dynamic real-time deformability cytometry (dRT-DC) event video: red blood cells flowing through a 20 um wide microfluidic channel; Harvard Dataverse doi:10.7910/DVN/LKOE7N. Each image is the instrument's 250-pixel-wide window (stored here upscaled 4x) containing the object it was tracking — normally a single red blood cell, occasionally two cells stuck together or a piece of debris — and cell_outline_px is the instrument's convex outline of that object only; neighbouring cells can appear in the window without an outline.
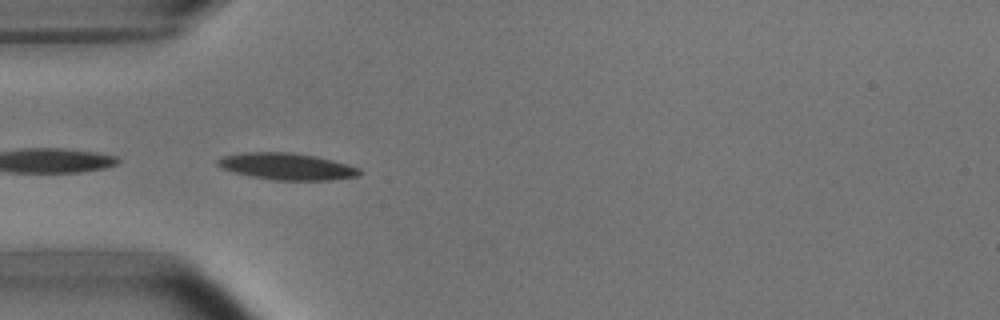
{"species": "common noctule bat (a hibernating species)", "species_latin": "Nyctalus noctula", "temperature_condition": "room temperature", "stored_images_in_passage": 4, "camera_frame_rate_fps": 3000, "um_per_image_px": 0.085, "animal": {"sex": "male", "body_mass_g": 15.6}, "frame": {"image": 1, "passage_image": 4, "time_ms": 3.667, "image_size_px": [1000, 320], "cell_outline_px": [[364, 172], [360, 176], [332, 180], [272, 180], [252, 176], [220, 168], [216, 164], [216, 160], [224, 156], [244, 152], [292, 152], [316, 156], [332, 160], [360, 168]], "centroid_in_image_um": [24.42, 14.15], "position_along_channel_um": 60.6, "area_um2": 22.2}}